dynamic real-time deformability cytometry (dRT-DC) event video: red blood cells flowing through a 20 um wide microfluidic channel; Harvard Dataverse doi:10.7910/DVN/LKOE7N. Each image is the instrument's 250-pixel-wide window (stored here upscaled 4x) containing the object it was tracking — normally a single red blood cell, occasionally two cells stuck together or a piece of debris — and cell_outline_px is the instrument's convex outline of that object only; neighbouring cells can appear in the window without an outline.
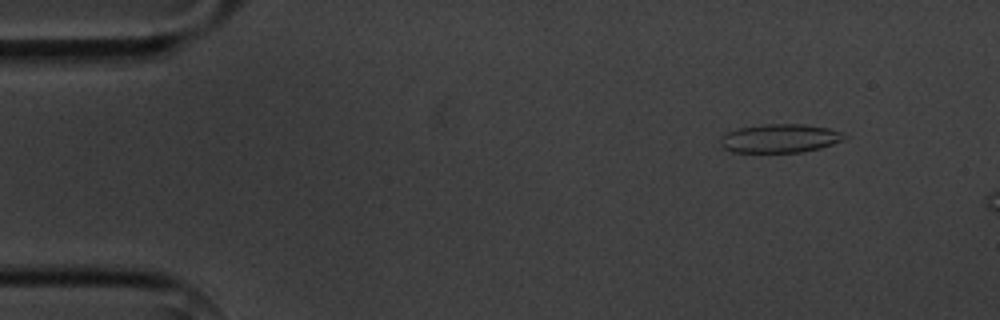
{"species": "common noctule bat (a hibernating species)", "species_latin": "Nyctalus noctula", "temperature_condition": "cold", "stored_images_in_passage": 4, "camera_frame_rate_fps": 3000, "um_per_image_px": 0.085, "animal": {"sex": "male", "body_mass_g": 20.1, "forearm_length_mm": 53.5}, "frame": {"image": 1, "passage_image": 2, "time_ms": 1.0, "image_size_px": [1000, 320], "cell_outline_px": [[848, 136], [844, 140], [820, 148], [800, 152], [732, 152], [724, 148], [720, 144], [720, 140], [728, 132], [740, 128], [764, 124], [804, 124], [828, 128], [844, 132]], "centroid_in_image_um": [66.34, 11.76], "position_along_channel_um": 18.7, "area_um2": 20.63}}